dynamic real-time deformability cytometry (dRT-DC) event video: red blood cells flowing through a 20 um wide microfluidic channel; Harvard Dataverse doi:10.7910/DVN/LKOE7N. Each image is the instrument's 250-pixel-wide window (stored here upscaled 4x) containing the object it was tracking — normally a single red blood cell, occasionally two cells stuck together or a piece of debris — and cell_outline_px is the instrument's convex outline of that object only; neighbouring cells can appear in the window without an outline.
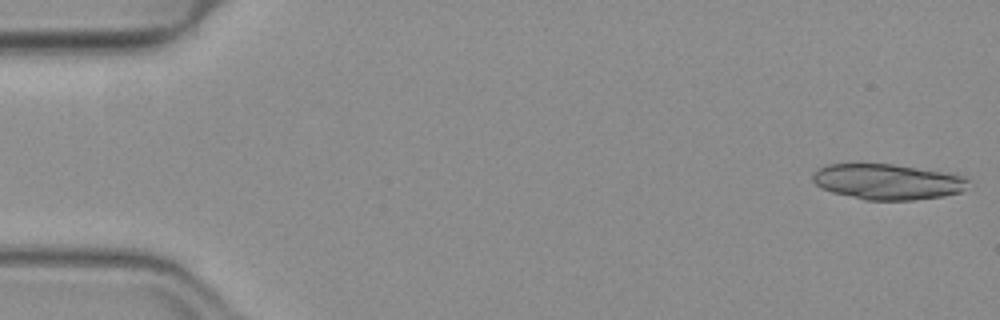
{"species": "common noctule bat (a hibernating species)", "species_latin": "Nyctalus noctula", "temperature_condition": "warm", "stored_images_in_passage": 12, "camera_frame_rate_fps": 3000, "um_per_image_px": 0.085, "animal": {"sex": "female", "body_mass_g": 19.3, "forearm_length_mm": 54.1}, "frame": {"image": 1, "passage_image": 1, "time_ms": 0.0, "image_size_px": [1000, 320], "cell_outline_px": [[968, 180], [964, 188], [960, 192], [944, 196], [912, 200], [864, 200], [832, 192], [820, 188], [812, 180], [812, 172], [828, 164], [892, 164], [940, 172], [960, 176]], "centroid_in_image_um": [75.35, 15.46], "position_along_channel_um": 9.7, "area_um2": 31.85}}